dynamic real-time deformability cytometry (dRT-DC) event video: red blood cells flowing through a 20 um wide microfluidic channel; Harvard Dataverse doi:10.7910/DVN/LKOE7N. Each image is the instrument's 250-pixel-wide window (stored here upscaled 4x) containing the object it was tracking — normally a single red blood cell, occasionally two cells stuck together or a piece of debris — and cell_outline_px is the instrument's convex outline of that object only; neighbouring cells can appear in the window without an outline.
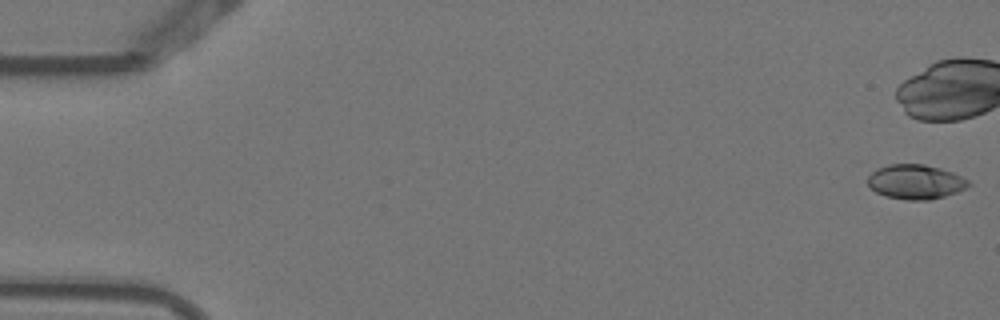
{"species": "Egyptian fruit bat (a non-hibernating species)", "species_latin": "Rousettus aegyptiacus", "temperature_condition": "warm", "stored_images_in_passage": 6, "camera_frame_rate_fps": 3000, "um_per_image_px": 0.085, "animal": {"sex": "female"}, "frame": {"image": 1, "passage_image": 1, "time_ms": 0.0, "image_size_px": [1000, 320], "cell_outline_px": [[972, 184], [956, 192], [944, 196], [928, 200], [908, 200], [888, 196], [876, 192], [868, 184], [868, 176], [876, 168], [888, 164], [924, 164], [940, 168], [952, 172], [968, 180]], "centroid_in_image_um": [77.81, 15.44], "position_along_channel_um": 7.2, "area_um2": 20.11}}